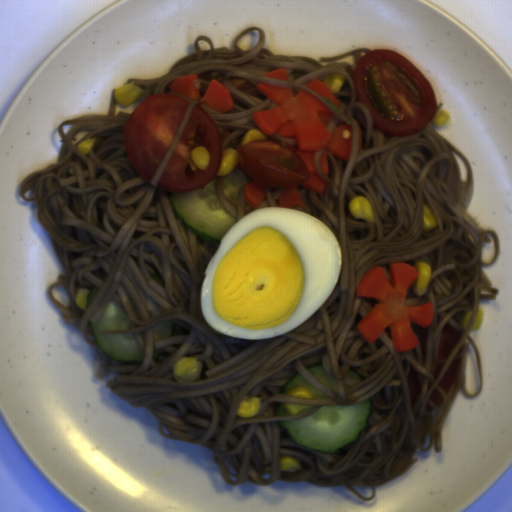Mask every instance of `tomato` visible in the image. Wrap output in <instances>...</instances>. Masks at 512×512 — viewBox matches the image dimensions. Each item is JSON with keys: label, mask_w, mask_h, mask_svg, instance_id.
<instances>
[{"label": "tomato", "mask_w": 512, "mask_h": 512, "mask_svg": "<svg viewBox=\"0 0 512 512\" xmlns=\"http://www.w3.org/2000/svg\"><path fill=\"white\" fill-rule=\"evenodd\" d=\"M246 64H252V59L251 60H248V61H245V62H242V63H239V64H236V65H233V66H242V65H246Z\"/></svg>", "instance_id": "9c272edf"}, {"label": "tomato", "mask_w": 512, "mask_h": 512, "mask_svg": "<svg viewBox=\"0 0 512 512\" xmlns=\"http://www.w3.org/2000/svg\"><path fill=\"white\" fill-rule=\"evenodd\" d=\"M432 388H433V381H431V380L429 379V381H428V387H427V392H428L430 389H432Z\"/></svg>", "instance_id": "80262fee"}, {"label": "tomato", "mask_w": 512, "mask_h": 512, "mask_svg": "<svg viewBox=\"0 0 512 512\" xmlns=\"http://www.w3.org/2000/svg\"><path fill=\"white\" fill-rule=\"evenodd\" d=\"M444 365H445V363H443V362H433L432 361L431 368H432V374L434 376L435 381L438 379Z\"/></svg>", "instance_id": "7efe387b"}, {"label": "tomato", "mask_w": 512, "mask_h": 512, "mask_svg": "<svg viewBox=\"0 0 512 512\" xmlns=\"http://www.w3.org/2000/svg\"><path fill=\"white\" fill-rule=\"evenodd\" d=\"M421 390L422 384L420 375L416 368L412 365L410 366L408 373V392L412 409L415 402L417 401V396L421 393Z\"/></svg>", "instance_id": "88470153"}, {"label": "tomato", "mask_w": 512, "mask_h": 512, "mask_svg": "<svg viewBox=\"0 0 512 512\" xmlns=\"http://www.w3.org/2000/svg\"><path fill=\"white\" fill-rule=\"evenodd\" d=\"M462 332L446 322L440 332L438 357L445 360L451 356L456 344L462 339Z\"/></svg>", "instance_id": "8d92a7de"}, {"label": "tomato", "mask_w": 512, "mask_h": 512, "mask_svg": "<svg viewBox=\"0 0 512 512\" xmlns=\"http://www.w3.org/2000/svg\"><path fill=\"white\" fill-rule=\"evenodd\" d=\"M241 55H242V53H241V54H239V55L233 56V57H229V58H226V59H222V60H231V59L241 58Z\"/></svg>", "instance_id": "b6d33558"}, {"label": "tomato", "mask_w": 512, "mask_h": 512, "mask_svg": "<svg viewBox=\"0 0 512 512\" xmlns=\"http://www.w3.org/2000/svg\"><path fill=\"white\" fill-rule=\"evenodd\" d=\"M198 146H205L211 154V162L203 171L191 157L192 149ZM223 150L221 133L214 119L205 108L195 106L156 187L170 193L204 188L218 177Z\"/></svg>", "instance_id": "590e3db6"}, {"label": "tomato", "mask_w": 512, "mask_h": 512, "mask_svg": "<svg viewBox=\"0 0 512 512\" xmlns=\"http://www.w3.org/2000/svg\"><path fill=\"white\" fill-rule=\"evenodd\" d=\"M431 409H435V408L433 406H431L430 404L426 403V413H430Z\"/></svg>", "instance_id": "574138fd"}, {"label": "tomato", "mask_w": 512, "mask_h": 512, "mask_svg": "<svg viewBox=\"0 0 512 512\" xmlns=\"http://www.w3.org/2000/svg\"><path fill=\"white\" fill-rule=\"evenodd\" d=\"M226 76L222 72H215V71H205L199 75H197V78H200L202 80L210 81L216 80L220 84L223 83V80Z\"/></svg>", "instance_id": "46de05ee"}, {"label": "tomato", "mask_w": 512, "mask_h": 512, "mask_svg": "<svg viewBox=\"0 0 512 512\" xmlns=\"http://www.w3.org/2000/svg\"><path fill=\"white\" fill-rule=\"evenodd\" d=\"M430 400L435 404L439 405L445 402L444 396L438 389H434L430 395Z\"/></svg>", "instance_id": "76980f39"}, {"label": "tomato", "mask_w": 512, "mask_h": 512, "mask_svg": "<svg viewBox=\"0 0 512 512\" xmlns=\"http://www.w3.org/2000/svg\"><path fill=\"white\" fill-rule=\"evenodd\" d=\"M356 98L384 133L404 137L433 123L437 96L430 80L406 57L376 48L359 58L352 76Z\"/></svg>", "instance_id": "512abeb7"}, {"label": "tomato", "mask_w": 512, "mask_h": 512, "mask_svg": "<svg viewBox=\"0 0 512 512\" xmlns=\"http://www.w3.org/2000/svg\"><path fill=\"white\" fill-rule=\"evenodd\" d=\"M461 364L462 356L458 359L452 360L440 381L439 386L442 388L446 395L450 393L452 384L456 387L458 385Z\"/></svg>", "instance_id": "978c3c59"}, {"label": "tomato", "mask_w": 512, "mask_h": 512, "mask_svg": "<svg viewBox=\"0 0 512 512\" xmlns=\"http://www.w3.org/2000/svg\"><path fill=\"white\" fill-rule=\"evenodd\" d=\"M230 83L232 86L238 88L239 90L247 91L251 89H255L252 84H250L246 79H243L241 77L233 76L230 79Z\"/></svg>", "instance_id": "a4742009"}, {"label": "tomato", "mask_w": 512, "mask_h": 512, "mask_svg": "<svg viewBox=\"0 0 512 512\" xmlns=\"http://www.w3.org/2000/svg\"><path fill=\"white\" fill-rule=\"evenodd\" d=\"M241 168L254 181L277 188L301 186L310 178L303 159L271 139H258L237 145Z\"/></svg>", "instance_id": "269afe34"}, {"label": "tomato", "mask_w": 512, "mask_h": 512, "mask_svg": "<svg viewBox=\"0 0 512 512\" xmlns=\"http://www.w3.org/2000/svg\"><path fill=\"white\" fill-rule=\"evenodd\" d=\"M452 318L454 319V321H455L456 323H458L459 325H462L461 320H460L456 315H453V317H452Z\"/></svg>", "instance_id": "29d91c01"}, {"label": "tomato", "mask_w": 512, "mask_h": 512, "mask_svg": "<svg viewBox=\"0 0 512 512\" xmlns=\"http://www.w3.org/2000/svg\"><path fill=\"white\" fill-rule=\"evenodd\" d=\"M189 104L179 95L159 93L145 97L128 117L122 132L124 150L147 181L168 151Z\"/></svg>", "instance_id": "da07e99c"}]
</instances>
